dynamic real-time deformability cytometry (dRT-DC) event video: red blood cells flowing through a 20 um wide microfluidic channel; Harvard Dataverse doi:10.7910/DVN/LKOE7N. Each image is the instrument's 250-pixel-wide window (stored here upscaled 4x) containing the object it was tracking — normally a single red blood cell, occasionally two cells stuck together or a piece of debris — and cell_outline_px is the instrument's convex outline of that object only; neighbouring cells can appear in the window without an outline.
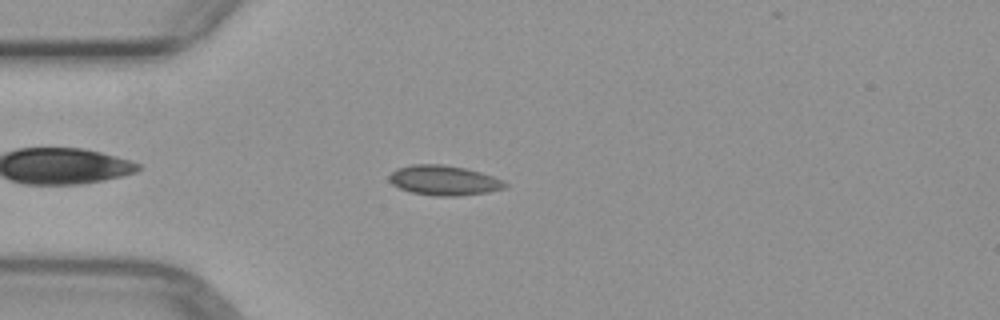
{"species": "common noctule bat (a hibernating species)", "species_latin": "Nyctalus noctula", "temperature_condition": "warm", "stored_images_in_passage": 2, "camera_frame_rate_fps": 3000, "um_per_image_px": 0.085, "animal": {"sex": "female", "body_mass_g": 29.2, "forearm_length_mm": 56.3}, "frame": {"image": 1, "passage_image": 1, "time_ms": 0.0, "image_size_px": [1000, 320], "cell_outline_px": [[508, 184], [504, 188], [488, 192], [460, 196], [436, 196], [412, 192], [400, 188], [392, 184], [388, 180], [388, 176], [396, 168], [412, 164], [440, 164], [464, 168], [480, 172], [504, 180]], "centroid_in_image_um": [37.72, 15.33], "position_along_channel_um": 47.3, "area_um2": 20.17}}